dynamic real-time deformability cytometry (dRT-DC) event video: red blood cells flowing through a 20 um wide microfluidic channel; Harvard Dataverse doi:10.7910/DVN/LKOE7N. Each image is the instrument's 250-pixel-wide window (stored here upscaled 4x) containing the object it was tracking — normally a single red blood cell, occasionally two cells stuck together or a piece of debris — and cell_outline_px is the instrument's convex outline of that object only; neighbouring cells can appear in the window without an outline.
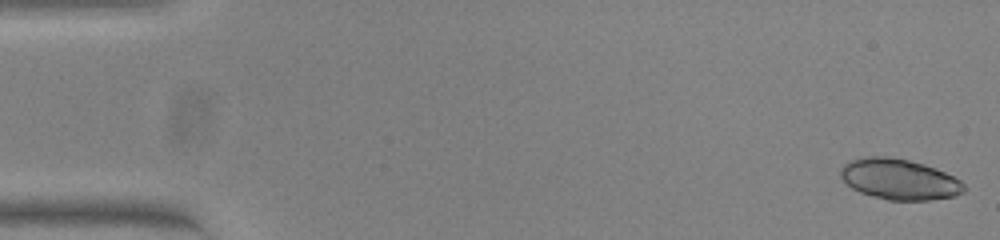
{"species": "common noctule bat (a hibernating species)", "species_latin": "Nyctalus noctula", "temperature_condition": "warm", "stored_images_in_passage": 54, "camera_frame_rate_fps": 3000, "um_per_image_px": 0.085, "animal": {"sex": "female", "body_mass_g": 23.0, "forearm_length_mm": 53.4}, "frame": {"image": 1, "passage_image": 1, "time_ms": 0.0, "image_size_px": [1000, 240], "cell_outline_px": [[964, 192], [952, 196], [928, 200], [888, 200], [872, 196], [860, 192], [852, 188], [840, 176], [840, 168], [848, 160], [864, 156], [888, 156], [908, 160], [924, 164], [936, 168], [960, 180], [964, 184]], "centroid_in_image_um": [76.4, 15.22], "position_along_channel_um": 8.6, "area_um2": 29.25}}
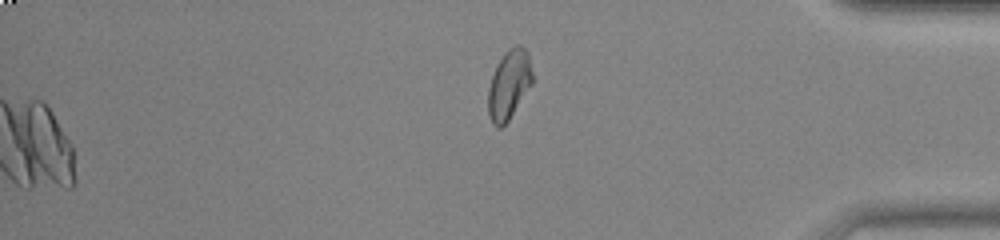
{"frame": {"image": 2, "passage_image": 54, "time_ms": 17.667, "image_size_px": [1000, 240], "cell_outline_px": [[532, 84], [508, 120], [500, 128], [496, 128], [492, 124], [488, 112], [488, 88], [496, 64], [504, 52], [508, 48], [516, 44], [520, 44], [528, 52], [532, 72]], "centroid_in_image_um": [43.25, 7.16], "position_along_channel_um": 391.9, "area_um2": 17.92}, "authors_computed_cell_mechanics": {"area_um2": 29.189, "velocity_mm_per_s": 3.8134, "shape_relaxation_time_tau1_ms": 1.5936, "shape_relaxation_time_tau2_ms": 3.2559, "deformation_change_tau1": 0.3351, "deformation_change_tau2": 0.0802}}